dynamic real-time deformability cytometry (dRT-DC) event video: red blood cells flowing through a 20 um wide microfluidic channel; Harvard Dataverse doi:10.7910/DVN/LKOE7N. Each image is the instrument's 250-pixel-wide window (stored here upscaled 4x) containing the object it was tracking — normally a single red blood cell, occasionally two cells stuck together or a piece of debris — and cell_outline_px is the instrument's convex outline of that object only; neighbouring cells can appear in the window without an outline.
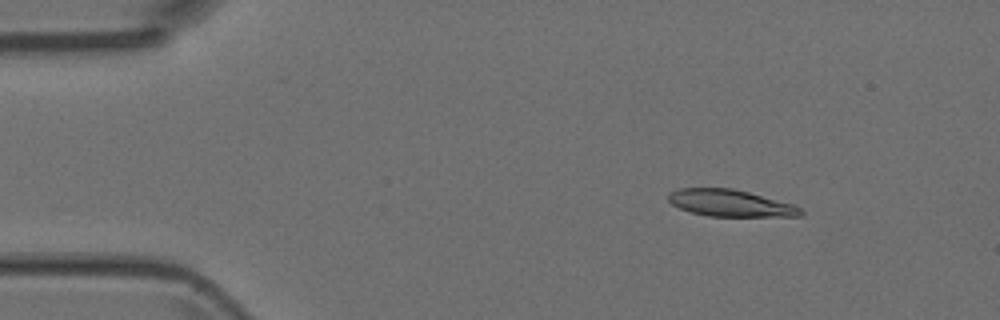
{"species": "Egyptian fruit bat (a non-hibernating species)", "species_latin": "Rousettus aegyptiacus", "temperature_condition": "room temperature", "stored_images_in_passage": 4, "camera_frame_rate_fps": 3000, "um_per_image_px": 0.085, "animal": {"sex": "female"}, "frame": {"image": 1, "passage_image": 2, "time_ms": 0.333, "image_size_px": [1000, 320], "cell_outline_px": [[804, 216], [708, 216], [692, 212], [680, 208], [672, 204], [668, 200], [668, 192], [680, 188], [732, 188], [748, 192], [792, 204], [800, 208], [804, 212]], "centroid_in_image_um": [62.06, 17.26], "position_along_channel_um": 22.9, "area_um2": 20.52}}